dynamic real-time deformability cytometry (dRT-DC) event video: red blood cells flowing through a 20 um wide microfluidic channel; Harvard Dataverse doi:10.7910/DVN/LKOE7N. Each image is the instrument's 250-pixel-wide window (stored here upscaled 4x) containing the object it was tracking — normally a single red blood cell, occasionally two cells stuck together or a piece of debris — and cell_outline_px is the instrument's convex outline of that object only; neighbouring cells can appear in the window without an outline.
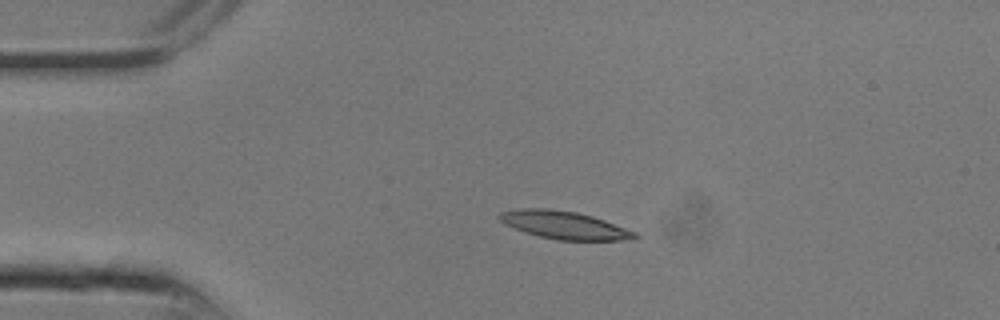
{"species": "common noctule bat (a hibernating species)", "species_latin": "Nyctalus noctula", "temperature_condition": "room temperature", "stored_images_in_passage": 10, "camera_frame_rate_fps": 3000, "um_per_image_px": 0.085, "animal": {"sex": "male", "body_mass_g": 13.3}, "frame": {"image": 1, "passage_image": 5, "time_ms": 1.333, "image_size_px": [1000, 320], "cell_outline_px": [[640, 236], [636, 240], [556, 240], [540, 236], [504, 224], [496, 216], [500, 212], [520, 208], [548, 208], [576, 212], [592, 216], [604, 220], [636, 232]], "centroid_in_image_um": [47.99, 19.13], "position_along_channel_um": 37.0, "area_um2": 21.91}}
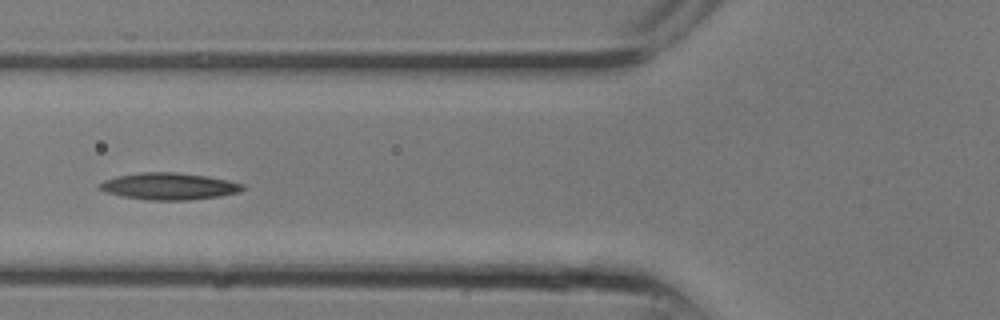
{"frame": {"image": 2, "passage_image": 9, "time_ms": 2.667, "image_size_px": [1000, 320], "cell_outline_px": [[244, 188], [236, 192], [220, 196], [188, 200], [148, 200], [124, 196], [104, 192], [100, 188], [100, 184], [104, 180], [116, 176], [140, 172], [176, 172], [204, 176], [228, 180], [244, 184]], "centroid_in_image_um": [14.34, 15.83], "position_along_channel_um": 111.5, "area_um2": 22.14}}